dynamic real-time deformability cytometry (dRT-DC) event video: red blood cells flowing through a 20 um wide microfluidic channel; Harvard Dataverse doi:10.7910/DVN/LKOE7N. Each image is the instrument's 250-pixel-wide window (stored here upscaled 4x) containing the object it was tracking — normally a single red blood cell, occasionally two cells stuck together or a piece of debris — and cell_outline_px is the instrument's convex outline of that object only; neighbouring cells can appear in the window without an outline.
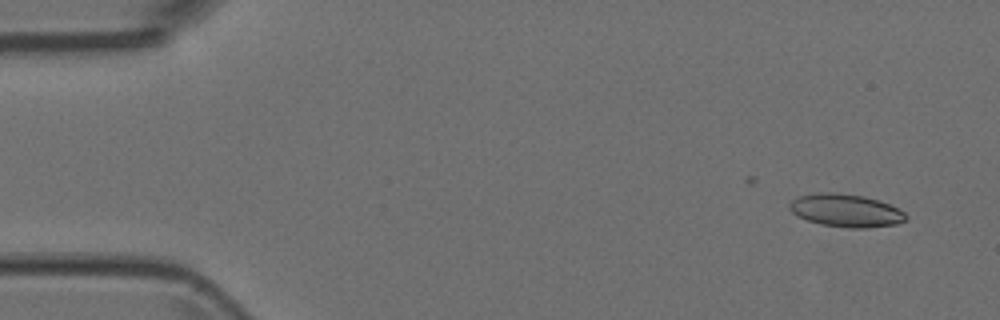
{"species": "Egyptian fruit bat (a non-hibernating species)", "species_latin": "Rousettus aegyptiacus", "temperature_condition": "room temperature", "stored_images_in_passage": 7, "camera_frame_rate_fps": 3000, "um_per_image_px": 0.085, "animal": {"sex": "female"}, "frame": {"image": 1, "passage_image": 1, "time_ms": 0.0, "image_size_px": [1000, 320], "cell_outline_px": [[908, 220], [896, 224], [864, 228], [848, 228], [820, 224], [808, 220], [792, 212], [788, 208], [788, 204], [792, 200], [800, 196], [816, 192], [836, 192], [864, 196], [880, 200], [904, 212], [908, 216]], "centroid_in_image_um": [71.91, 17.88], "position_along_channel_um": 13.1, "area_um2": 22.37}}
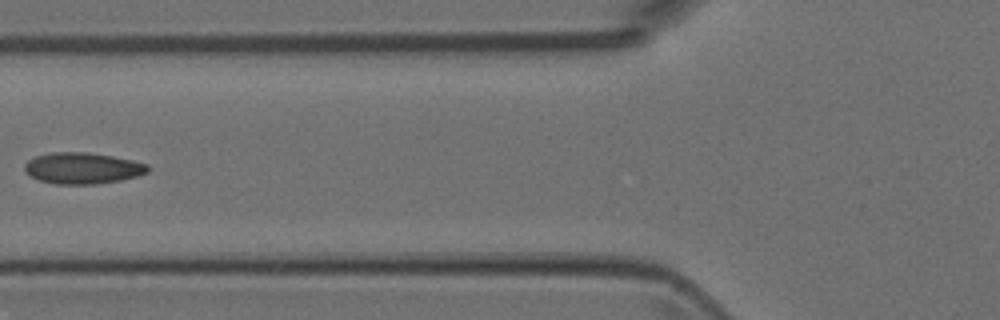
{"frame": {"image": 2, "passage_image": 6, "time_ms": 1.667, "image_size_px": [1000, 320], "cell_outline_px": [[148, 172], [136, 176], [120, 180], [96, 184], [56, 184], [40, 180], [32, 176], [24, 168], [24, 164], [28, 160], [36, 156], [52, 152], [88, 152], [112, 156], [132, 160], [148, 164]], "centroid_in_image_um": [7.02, 14.29], "position_along_channel_um": 118.8, "area_um2": 22.25}}
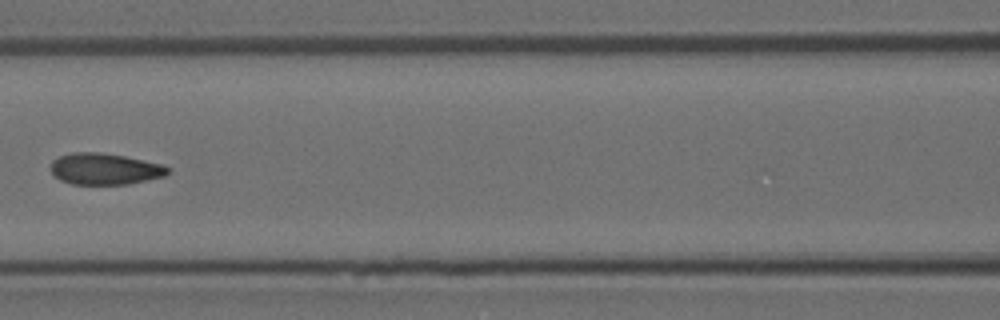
{"frame": {"image": 3, "passage_image": 7, "time_ms": 2.0, "image_size_px": [1000, 320], "cell_outline_px": [[168, 172], [164, 176], [128, 184], [72, 184], [60, 180], [52, 172], [52, 160], [60, 156], [72, 152], [100, 152], [124, 156], [164, 164], [168, 168]], "centroid_in_image_um": [8.91, 14.35], "position_along_channel_um": 157.7, "area_um2": 21.27}}